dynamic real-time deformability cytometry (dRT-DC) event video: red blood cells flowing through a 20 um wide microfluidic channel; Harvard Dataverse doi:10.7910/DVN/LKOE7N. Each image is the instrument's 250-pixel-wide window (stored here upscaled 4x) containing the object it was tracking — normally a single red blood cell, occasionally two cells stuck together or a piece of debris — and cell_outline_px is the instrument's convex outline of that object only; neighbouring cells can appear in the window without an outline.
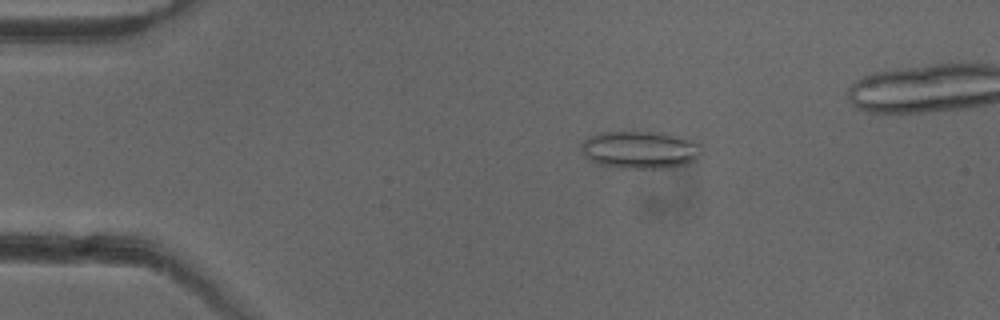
{"species": "common noctule bat (a hibernating species)", "species_latin": "Nyctalus noctula", "temperature_condition": "cold", "stored_images_in_passage": 17, "camera_frame_rate_fps": 3000, "um_per_image_px": 0.085, "animal": {"sex": "female"}, "frame": {"image": 1, "passage_image": 10, "time_ms": 3.0, "image_size_px": [1000, 320], "cell_outline_px": [[704, 152], [696, 160], [688, 164], [664, 168], [620, 168], [600, 164], [588, 160], [584, 156], [580, 148], [580, 144], [588, 136], [600, 132], [664, 132], [684, 136], [700, 140], [704, 148]], "centroid_in_image_um": [54.5, 12.71], "position_along_channel_um": 30.5, "area_um2": 27.34}}